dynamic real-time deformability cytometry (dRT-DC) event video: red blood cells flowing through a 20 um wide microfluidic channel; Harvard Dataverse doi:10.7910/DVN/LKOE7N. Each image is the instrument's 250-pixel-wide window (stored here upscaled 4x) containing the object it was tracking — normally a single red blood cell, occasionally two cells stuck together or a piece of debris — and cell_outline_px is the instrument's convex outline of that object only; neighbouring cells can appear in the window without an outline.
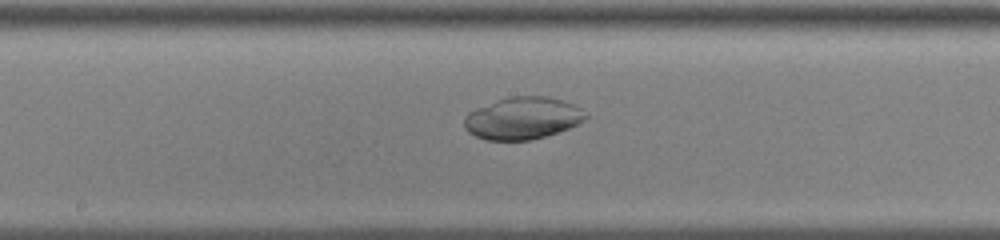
{"species": "common noctule bat (a hibernating species)", "species_latin": "Nyctalus noctula", "temperature_condition": "cold", "stored_images_in_passage": 58, "camera_frame_rate_fps": 3000, "um_per_image_px": 0.085, "animal": {"sex": "male", "body_mass_g": 13.0, "forearm_length_mm": 53.1}, "frame": {"image": 1, "passage_image": 32, "time_ms": 10.333, "image_size_px": [1000, 240], "cell_outline_px": [[588, 116], [584, 120], [568, 128], [544, 136], [528, 140], [484, 140], [468, 132], [464, 128], [464, 116], [468, 112], [476, 108], [512, 96], [548, 96], [572, 104], [580, 108]], "centroid_in_image_um": [44.39, 10.05], "position_along_channel_um": 203.8, "area_um2": 29.48}}
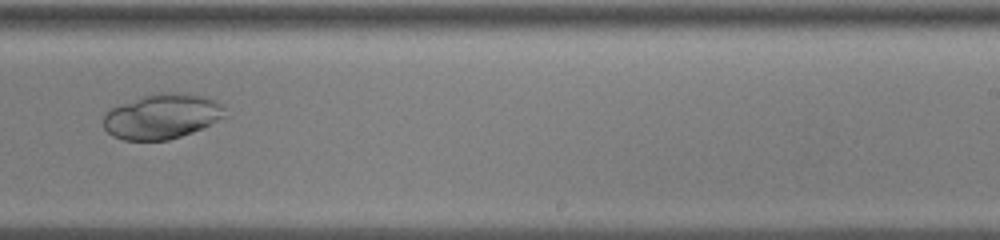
{"frame": {"image": 2, "passage_image": 38, "time_ms": 12.333, "image_size_px": [1000, 240], "cell_outline_px": [[228, 116], [192, 132], [168, 140], [124, 140], [112, 136], [104, 128], [104, 112], [120, 104], [156, 92], [172, 92], [204, 96], [216, 100], [224, 104]], "centroid_in_image_um": [13.8, 9.88], "position_along_channel_um": 275.2, "area_um2": 32.02}}
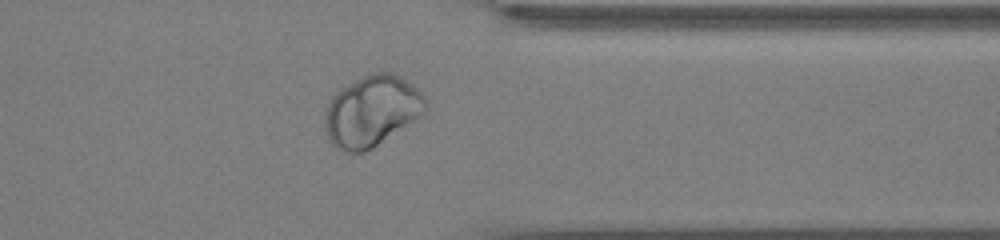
{"frame": {"image": 3, "passage_image": 47, "time_ms": 15.333, "image_size_px": [1000, 240], "cell_outline_px": [[428, 104], [412, 120], [372, 148], [364, 152], [348, 152], [336, 148], [332, 144], [324, 128], [324, 112], [332, 96], [336, 92], [348, 84], [368, 72], [388, 72], [400, 76], [412, 84], [424, 96]], "centroid_in_image_um": [31.53, 9.41], "position_along_channel_um": 379.9, "area_um2": 40.92}}